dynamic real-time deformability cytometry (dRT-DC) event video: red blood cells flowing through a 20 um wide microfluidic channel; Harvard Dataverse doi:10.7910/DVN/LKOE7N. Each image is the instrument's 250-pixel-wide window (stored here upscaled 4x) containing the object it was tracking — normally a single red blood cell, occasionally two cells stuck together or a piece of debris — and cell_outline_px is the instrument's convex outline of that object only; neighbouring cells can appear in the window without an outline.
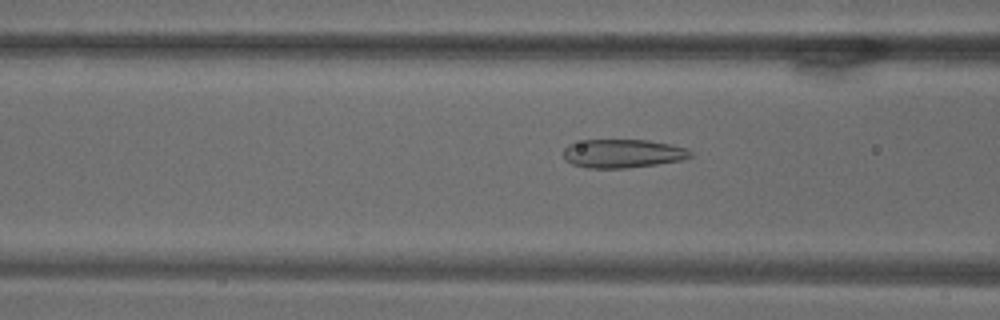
{"species": "common noctule bat (a hibernating species)", "species_latin": "Nyctalus noctula", "temperature_condition": "warm", "stored_images_in_passage": 50, "camera_frame_rate_fps": 3000, "um_per_image_px": 0.085, "animal": {"sex": "male", "body_mass_g": 18.8}, "frame": {"image": 1, "passage_image": 7, "time_ms": 2.0, "image_size_px": [1000, 320], "cell_outline_px": [[692, 156], [680, 160], [656, 164], [624, 168], [588, 168], [572, 164], [564, 160], [564, 148], [568, 144], [584, 140], [648, 140], [668, 144], [684, 148], [692, 152]], "centroid_in_image_um": [52.88, 13.05], "position_along_channel_um": 113.7, "area_um2": 20.98}}
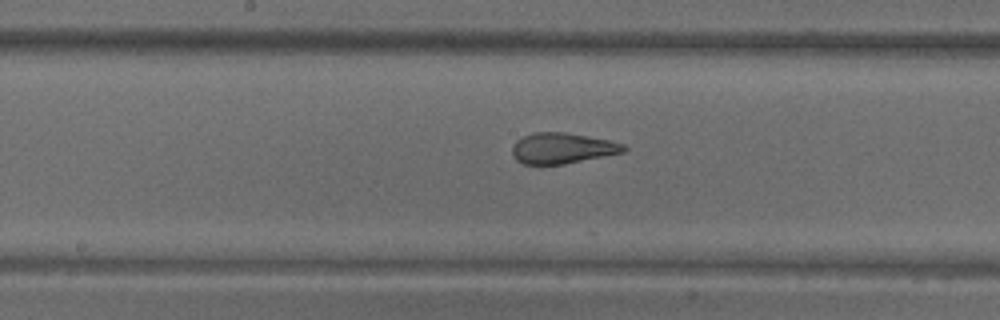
{"frame": {"image": 2, "passage_image": 16, "time_ms": 5.0, "image_size_px": [1000, 320], "cell_outline_px": [[628, 148], [624, 152], [564, 164], [524, 164], [516, 160], [512, 156], [512, 144], [516, 140], [532, 132], [564, 132], [608, 140], [624, 144]], "centroid_in_image_um": [47.76, 12.6], "position_along_channel_um": 200.4, "area_um2": 19.94}}
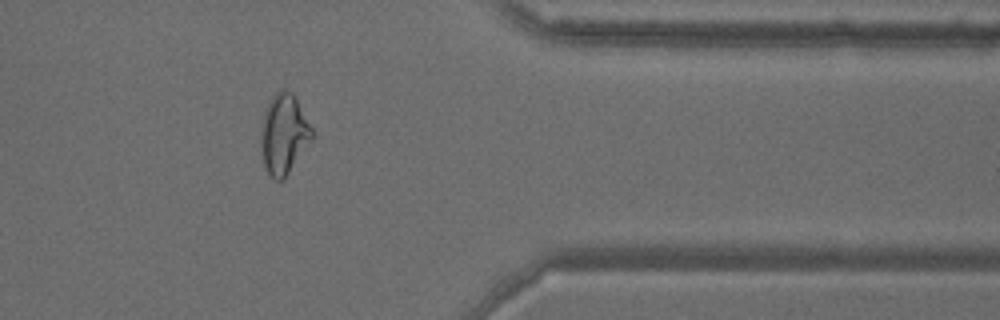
{"frame": {"image": 3, "passage_image": 37, "time_ms": 12.0, "image_size_px": [1000, 320], "cell_outline_px": [[312, 140], [284, 180], [276, 180], [268, 172], [264, 164], [260, 144], [260, 132], [264, 112], [272, 96], [280, 88], [284, 88], [292, 92], [296, 96], [312, 128]], "centroid_in_image_um": [24.13, 11.37], "position_along_channel_um": 387.3, "area_um2": 23.99}}